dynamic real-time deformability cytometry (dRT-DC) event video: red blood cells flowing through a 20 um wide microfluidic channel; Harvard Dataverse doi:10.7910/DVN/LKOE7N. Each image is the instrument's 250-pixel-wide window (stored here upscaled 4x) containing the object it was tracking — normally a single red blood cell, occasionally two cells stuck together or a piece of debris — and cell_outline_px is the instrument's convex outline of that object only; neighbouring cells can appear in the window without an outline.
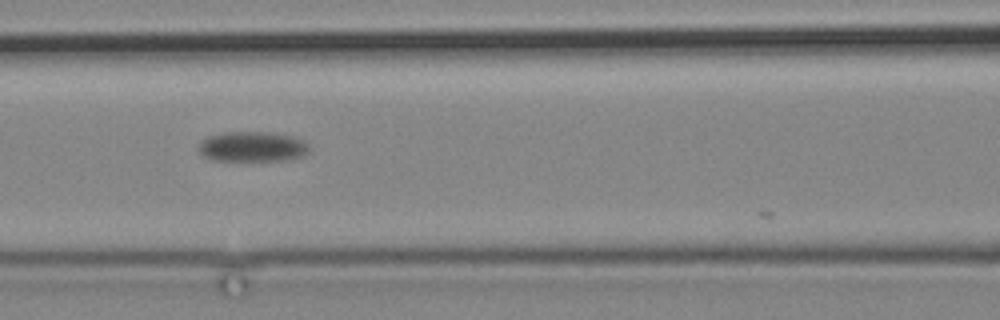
{"species": "common noctule bat (a hibernating species)", "species_latin": "Nyctalus noctula", "temperature_condition": "cold", "stored_images_in_passage": 13, "camera_frame_rate_fps": 3000, "um_per_image_px": 0.085, "animal": {"sex": "male", "body_mass_g": 19.2, "forearm_length_mm": 51.8}, "frame": {"image": 1, "passage_image": 12, "time_ms": 13.667, "image_size_px": [1000, 320], "cell_outline_px": [[312, 148], [304, 156], [288, 160], [212, 160], [204, 156], [200, 152], [200, 140], [208, 136], [224, 132], [272, 132], [292, 136], [304, 140]], "centroid_in_image_um": [21.51, 12.46], "position_along_channel_um": 145.1, "area_um2": 19.59}}